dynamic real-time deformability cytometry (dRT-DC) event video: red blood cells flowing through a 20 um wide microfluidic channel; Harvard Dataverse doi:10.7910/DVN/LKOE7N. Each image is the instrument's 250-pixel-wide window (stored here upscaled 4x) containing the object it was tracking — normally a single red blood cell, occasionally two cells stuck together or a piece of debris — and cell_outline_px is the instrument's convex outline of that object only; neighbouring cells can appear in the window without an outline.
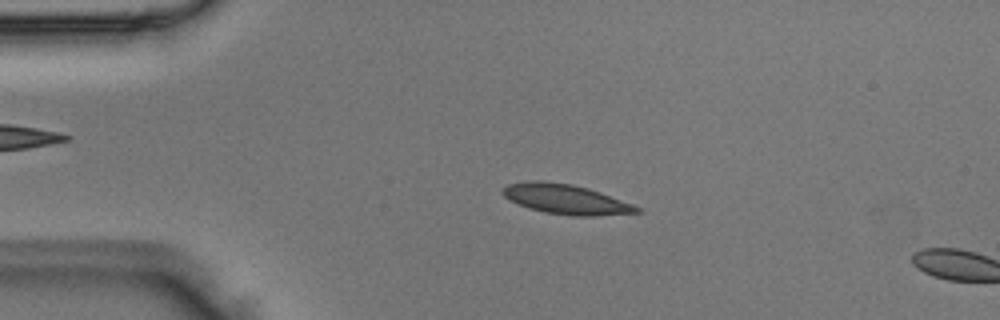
{"species": "Egyptian fruit bat (a non-hibernating species)", "species_latin": "Rousettus aegyptiacus", "temperature_condition": "room temperature", "stored_images_in_passage": 5, "camera_frame_rate_fps": 3000, "um_per_image_px": 0.085, "animal": {"sex": "male"}, "frame": {"image": 1, "passage_image": 4, "time_ms": 1.0, "image_size_px": [1000, 320], "cell_outline_px": [[644, 212], [596, 216], [572, 216], [544, 212], [528, 208], [504, 196], [500, 192], [508, 184], [532, 180], [540, 180], [572, 184], [588, 188], [600, 192], [632, 204], [640, 208]], "centroid_in_image_um": [48.11, 16.94], "position_along_channel_um": 36.9, "area_um2": 23.24}}